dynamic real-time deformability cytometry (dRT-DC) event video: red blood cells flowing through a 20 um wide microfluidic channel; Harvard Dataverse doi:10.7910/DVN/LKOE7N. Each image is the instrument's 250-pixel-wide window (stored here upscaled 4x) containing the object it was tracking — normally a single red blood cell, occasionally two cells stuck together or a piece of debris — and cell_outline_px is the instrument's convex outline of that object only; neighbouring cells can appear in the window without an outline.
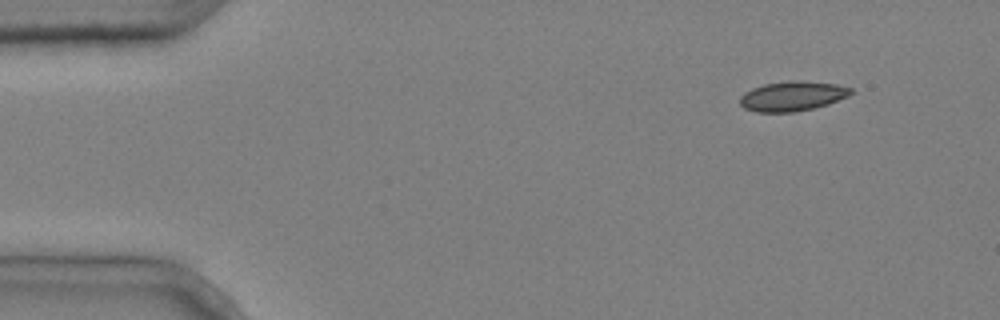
{"species": "common noctule bat (a hibernating species)", "species_latin": "Nyctalus noctula", "temperature_condition": "cold", "stored_images_in_passage": 4, "segment_of_instrument_passage": [2, 2], "camera_frame_rate_fps": 3000, "um_per_image_px": 0.085, "animal": {"sex": "male", "body_mass_g": 20.4}, "frame": {"image": 1, "passage_image": 4, "time_ms": 1.0, "image_size_px": [1000, 320], "cell_outline_px": [[852, 92], [848, 96], [828, 104], [796, 112], [756, 112], [744, 108], [740, 104], [740, 96], [744, 92], [752, 88], [764, 84], [788, 80], [800, 80], [836, 84], [852, 88]], "centroid_in_image_um": [67.33, 8.16], "position_along_channel_um": 17.7, "area_um2": 19.31}}